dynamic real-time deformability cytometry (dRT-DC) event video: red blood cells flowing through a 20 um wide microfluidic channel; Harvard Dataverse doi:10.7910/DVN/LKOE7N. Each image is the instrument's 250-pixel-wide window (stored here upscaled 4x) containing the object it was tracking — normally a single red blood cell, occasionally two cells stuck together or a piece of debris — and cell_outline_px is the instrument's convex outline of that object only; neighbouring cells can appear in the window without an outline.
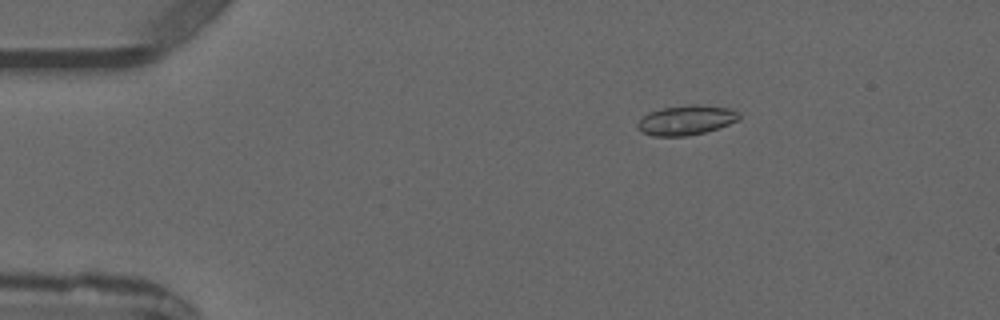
{"species": "common noctule bat (a hibernating species)", "species_latin": "Nyctalus noctula", "temperature_condition": "warm", "stored_images_in_passage": 4, "camera_frame_rate_fps": 3000, "um_per_image_px": 0.085, "animal": {"sex": "male", "forearm_length_mm": 52.5}, "frame": {"image": 1, "passage_image": 2, "time_ms": 1.0, "image_size_px": [1000, 320], "cell_outline_px": [[740, 120], [704, 132], [688, 136], [652, 136], [640, 132], [636, 128], [636, 124], [648, 112], [660, 108], [692, 104], [696, 104], [728, 108], [740, 112]], "centroid_in_image_um": [58.29, 10.21], "position_along_channel_um": 26.7, "area_um2": 17.69}}